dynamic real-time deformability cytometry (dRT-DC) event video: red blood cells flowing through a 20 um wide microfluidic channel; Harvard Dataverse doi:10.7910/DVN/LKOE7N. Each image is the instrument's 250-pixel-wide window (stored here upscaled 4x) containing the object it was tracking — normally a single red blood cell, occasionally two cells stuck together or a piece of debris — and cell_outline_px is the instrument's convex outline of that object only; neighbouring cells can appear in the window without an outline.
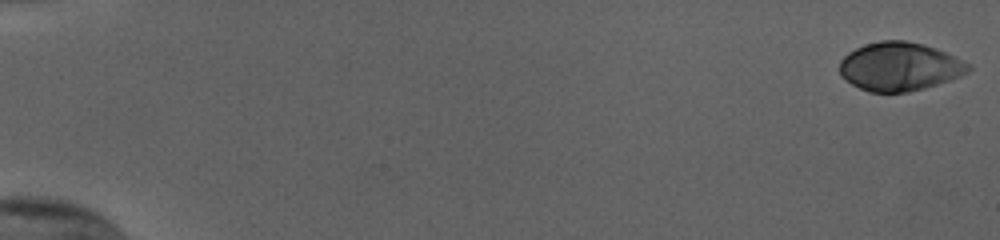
{"species": "human", "species_latin": "Homo sapiens", "temperature_condition": "cold", "stored_images_in_passage": 55, "camera_frame_rate_fps": 3000, "um_per_image_px": 0.085, "donor": {"sex": "female"}, "frame": {"image": 1, "passage_image": 1, "time_ms": 0.0, "image_size_px": [1000, 240], "cell_outline_px": [[972, 68], [968, 72], [960, 76], [924, 88], [908, 92], [868, 92], [852, 84], [840, 76], [840, 60], [848, 52], [864, 44], [880, 40], [904, 40], [924, 44], [936, 48], [972, 64]], "centroid_in_image_um": [76.46, 5.65], "position_along_channel_um": 8.5, "area_um2": 36.53}}
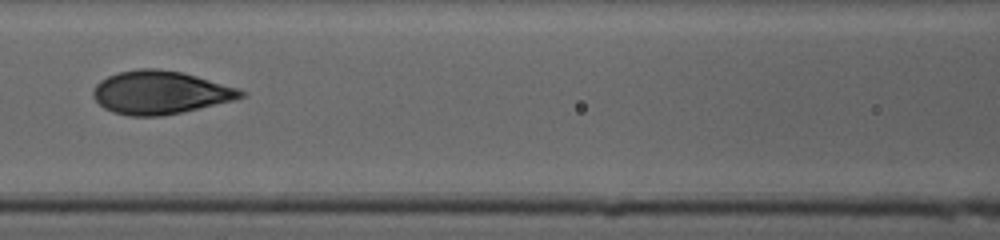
{"frame": {"image": 2, "passage_image": 27, "time_ms": 8.667, "image_size_px": [1000, 240], "cell_outline_px": [[244, 96], [236, 100], [180, 112], [160, 116], [128, 116], [112, 112], [104, 108], [92, 96], [92, 88], [100, 80], [108, 76], [120, 72], [140, 68], [156, 68], [180, 72], [196, 76], [240, 88], [244, 92]], "centroid_in_image_um": [13.6, 7.86], "position_along_channel_um": 153.0, "area_um2": 37.11}}
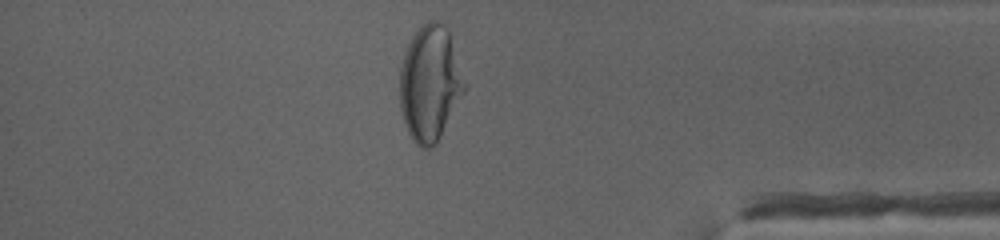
{"frame": {"image": 3, "passage_image": 48, "time_ms": 15.667, "image_size_px": [1000, 240], "cell_outline_px": [[468, 88], [436, 144], [432, 148], [420, 148], [412, 140], [404, 124], [400, 108], [400, 68], [404, 52], [412, 36], [428, 20], [436, 20], [444, 24], [448, 28], [468, 84]], "centroid_in_image_um": [36.58, 7.1], "position_along_channel_um": 398.6, "area_um2": 44.39}, "authors_computed_cell_mechanics": {"area_um2": 36.6452, "velocity_mm_per_s": 3.8255, "shape_relaxation_time_tau1_ms": 7.5962, "shape_relaxation_time_tau2_ms": null, "deformation_change_tau1": 0.2531, "deformation_change_tau2": null}}